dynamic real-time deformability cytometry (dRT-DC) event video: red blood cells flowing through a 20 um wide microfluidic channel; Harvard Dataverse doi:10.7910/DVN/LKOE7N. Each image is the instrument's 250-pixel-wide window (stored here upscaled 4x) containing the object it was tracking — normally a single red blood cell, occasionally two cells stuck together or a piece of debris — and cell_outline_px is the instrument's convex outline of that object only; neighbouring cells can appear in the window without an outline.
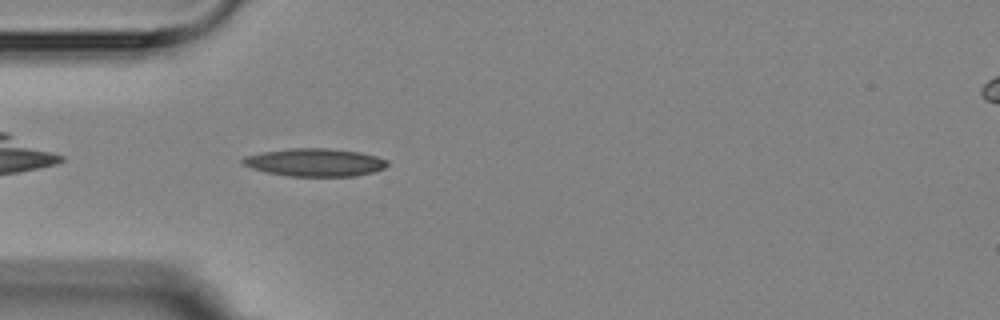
{"species": "Egyptian fruit bat (a non-hibernating species)", "species_latin": "Rousettus aegyptiacus", "temperature_condition": "room temperature", "stored_images_in_passage": 5, "camera_frame_rate_fps": 3000, "um_per_image_px": 0.085, "animal": {"sex": "female"}, "frame": {"image": 1, "passage_image": 5, "time_ms": 4.667, "image_size_px": [1000, 320], "cell_outline_px": [[388, 164], [384, 168], [372, 172], [352, 176], [288, 176], [268, 172], [252, 168], [244, 164], [240, 160], [244, 156], [264, 152], [292, 148], [328, 148], [360, 152], [376, 156], [388, 160]], "centroid_in_image_um": [26.78, 13.8], "position_along_channel_um": 58.2, "area_um2": 23.29}}